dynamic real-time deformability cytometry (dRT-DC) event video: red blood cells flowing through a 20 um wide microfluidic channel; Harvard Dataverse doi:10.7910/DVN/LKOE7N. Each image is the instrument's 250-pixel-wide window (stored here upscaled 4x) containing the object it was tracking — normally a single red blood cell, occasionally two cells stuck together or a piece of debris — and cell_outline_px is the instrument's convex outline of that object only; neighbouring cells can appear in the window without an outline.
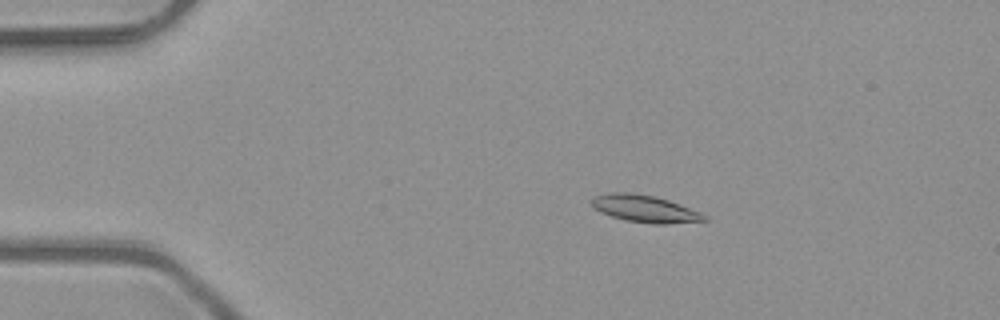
{"species": "common noctule bat (a hibernating species)", "species_latin": "Nyctalus noctula", "temperature_condition": "room temperature", "stored_images_in_passage": 7, "camera_frame_rate_fps": 3000, "um_per_image_px": 0.085, "animal": {"sex": "male", "body_mass_g": 23.1, "forearm_length_mm": 52.7}, "frame": {"image": 1, "passage_image": 3, "time_ms": 0.667, "image_size_px": [1000, 320], "cell_outline_px": [[708, 220], [664, 224], [656, 224], [624, 220], [600, 212], [592, 208], [588, 200], [596, 196], [612, 192], [628, 192], [652, 196], [668, 200], [700, 212], [708, 216]], "centroid_in_image_um": [54.76, 17.74], "position_along_channel_um": 30.2, "area_um2": 17.74}}
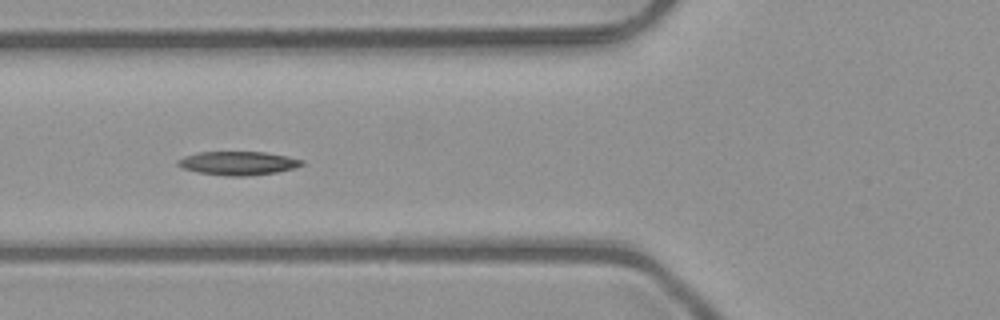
{"frame": {"image": 2, "passage_image": 6, "time_ms": 1.667, "image_size_px": [1000, 320], "cell_outline_px": [[304, 164], [296, 168], [276, 172], [248, 176], [224, 176], [200, 172], [184, 168], [176, 164], [176, 160], [184, 156], [200, 152], [264, 152], [288, 156], [304, 160]], "centroid_in_image_um": [20.26, 13.87], "position_along_channel_um": 105.5, "area_um2": 17.11}}
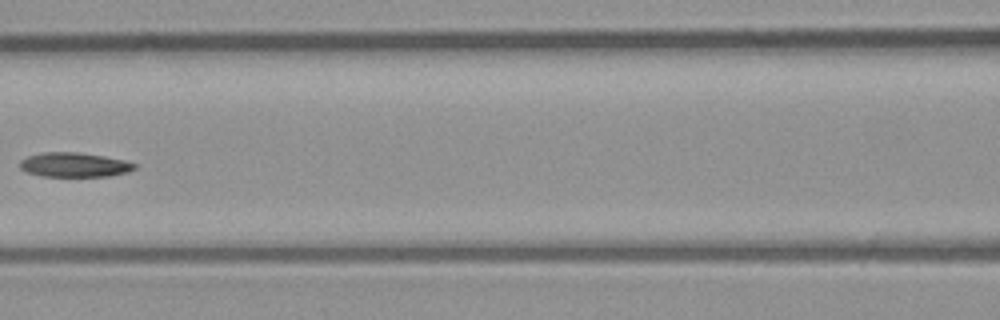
{"frame": {"image": 3, "passage_image": 7, "time_ms": 2.0, "image_size_px": [1000, 320], "cell_outline_px": [[136, 168], [128, 172], [108, 176], [40, 176], [24, 172], [20, 168], [20, 160], [28, 156], [44, 152], [76, 152], [104, 156], [124, 160], [136, 164]], "centroid_in_image_um": [6.29, 14.01], "position_along_channel_um": 160.3, "area_um2": 16.36}}